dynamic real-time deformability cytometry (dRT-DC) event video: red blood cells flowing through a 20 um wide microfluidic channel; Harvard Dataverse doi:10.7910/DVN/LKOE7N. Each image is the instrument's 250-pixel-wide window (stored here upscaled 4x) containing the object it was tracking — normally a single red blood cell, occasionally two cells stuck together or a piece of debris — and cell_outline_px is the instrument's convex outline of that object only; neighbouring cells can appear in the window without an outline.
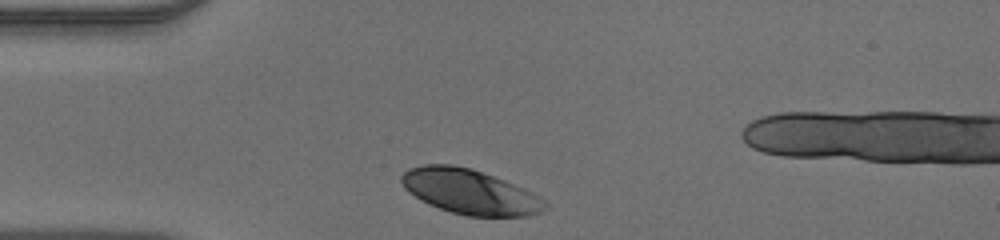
{"species": "human", "species_latin": "Homo sapiens", "temperature_condition": "warm", "stored_images_in_passage": 28, "camera_frame_rate_fps": 3000, "um_per_image_px": 0.085, "donor": {"sex": "male"}, "frame": {"image": 1, "passage_image": 1, "time_ms": 0.0, "image_size_px": [1000, 240], "cell_outline_px": [[548, 208], [540, 212], [528, 216], [468, 216], [452, 212], [428, 204], [420, 200], [408, 192], [404, 188], [400, 180], [400, 176], [408, 168], [424, 164], [452, 164], [468, 168], [504, 180], [524, 188], [532, 192], [544, 200], [548, 204]], "centroid_in_image_um": [39.91, 16.3], "position_along_channel_um": 45.1, "area_um2": 37.45}}
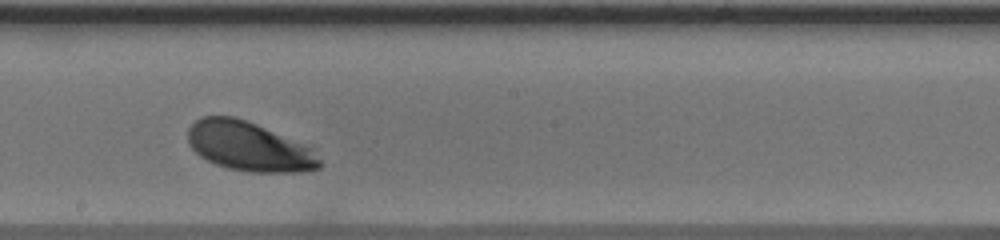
{"frame": {"image": 2, "passage_image": 16, "time_ms": 5.0, "image_size_px": [1000, 240], "cell_outline_px": [[324, 164], [320, 168], [304, 172], [252, 172], [228, 168], [216, 164], [200, 156], [188, 144], [188, 128], [200, 116], [232, 116], [256, 124], [312, 148]], "centroid_in_image_um": [21.17, 12.46], "position_along_channel_um": 227.0, "area_um2": 37.69}}
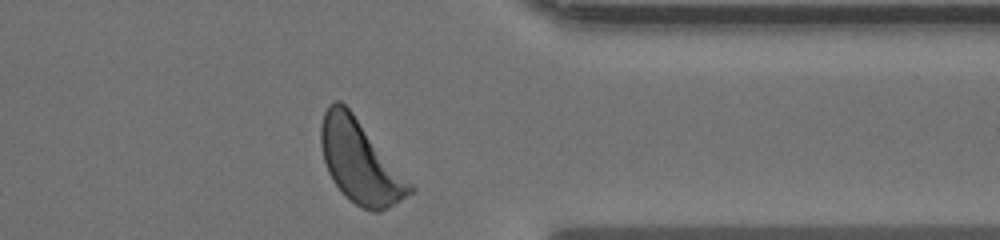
{"frame": {"image": 3, "passage_image": 28, "time_ms": 9.0, "image_size_px": [1000, 240], "cell_outline_px": [[416, 192], [388, 208], [380, 212], [372, 212], [360, 208], [348, 200], [344, 196], [332, 180], [328, 172], [324, 160], [320, 144], [320, 124], [324, 112], [328, 104], [332, 100], [340, 100], [352, 112], [416, 188]], "centroid_in_image_um": [30.6, 13.78], "position_along_channel_um": 380.8, "area_um2": 43.23}}